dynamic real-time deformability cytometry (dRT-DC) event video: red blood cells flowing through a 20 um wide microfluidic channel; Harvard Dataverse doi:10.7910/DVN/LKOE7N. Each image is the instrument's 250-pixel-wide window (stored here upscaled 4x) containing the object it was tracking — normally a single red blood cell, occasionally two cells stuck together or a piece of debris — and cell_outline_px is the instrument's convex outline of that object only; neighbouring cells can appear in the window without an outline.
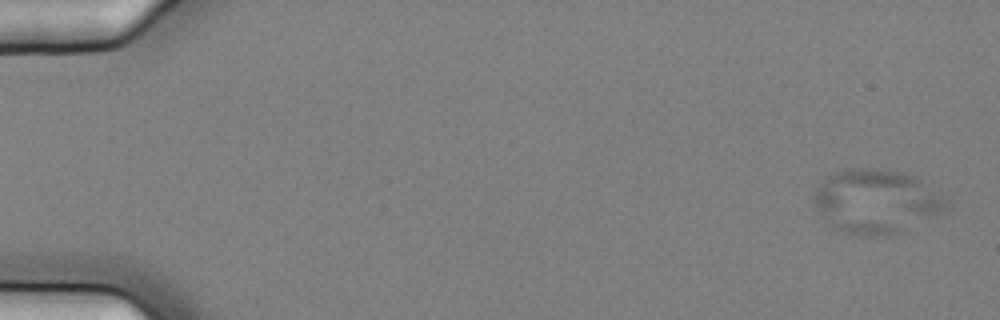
{"species": "common noctule bat (a hibernating species)", "species_latin": "Nyctalus noctula", "temperature_condition": "cold", "stored_images_in_passage": 6, "camera_frame_rate_fps": 3000, "um_per_image_px": 0.085, "animal": {"sex": "female", "body_mass_g": 25.1}, "frame": {"image": 1, "passage_image": 2, "time_ms": 0.333, "image_size_px": [1000, 320], "cell_outline_px": [[944, 208], [940, 216], [904, 232], [848, 232], [832, 228], [816, 208], [816, 192], [828, 176], [836, 172], [848, 168], [876, 168], [904, 172], [920, 176], [944, 200]], "centroid_in_image_um": [74.55, 17.07], "position_along_channel_um": 10.5, "area_um2": 48.21}}
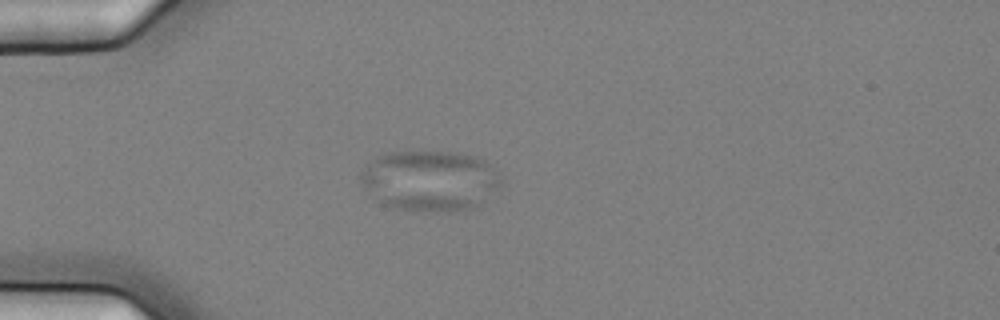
{"frame": {"image": 2, "passage_image": 6, "time_ms": 1.667, "image_size_px": [1000, 320], "cell_outline_px": [[504, 184], [484, 200], [468, 208], [440, 212], [412, 212], [380, 204], [360, 184], [360, 176], [368, 164], [376, 156], [384, 152], [456, 152], [476, 156], [492, 164], [500, 176]], "centroid_in_image_um": [36.53, 15.36], "position_along_channel_um": 48.5, "area_um2": 50.0}}